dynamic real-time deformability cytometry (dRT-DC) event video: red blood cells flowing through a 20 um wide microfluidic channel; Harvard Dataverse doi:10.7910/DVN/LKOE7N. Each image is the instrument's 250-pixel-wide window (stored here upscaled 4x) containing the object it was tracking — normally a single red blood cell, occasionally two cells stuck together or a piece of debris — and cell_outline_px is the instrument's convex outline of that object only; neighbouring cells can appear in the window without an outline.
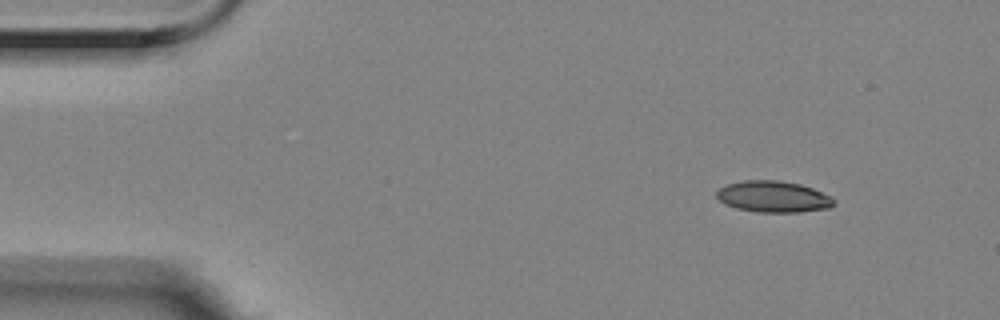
{"species": "Egyptian fruit bat (a non-hibernating species)", "species_latin": "Rousettus aegyptiacus", "temperature_condition": "room temperature", "stored_images_in_passage": 8, "camera_frame_rate_fps": 3000, "um_per_image_px": 0.085, "animal": {"sex": "female"}, "frame": {"image": 1, "passage_image": 1, "time_ms": 0.0, "image_size_px": [1000, 320], "cell_outline_px": [[836, 204], [828, 208], [800, 212], [760, 212], [736, 208], [724, 204], [716, 196], [716, 192], [720, 188], [728, 184], [744, 180], [780, 180], [800, 184], [812, 188], [832, 196], [836, 200]], "centroid_in_image_um": [65.76, 16.71], "position_along_channel_um": 19.2, "area_um2": 21.5}}
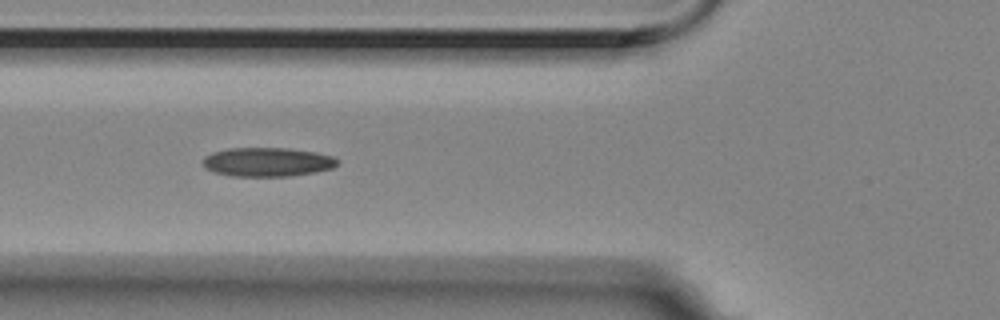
{"frame": {"image": 2, "passage_image": 5, "time_ms": 1.333, "image_size_px": [1000, 320], "cell_outline_px": [[336, 164], [332, 168], [316, 172], [292, 176], [232, 176], [216, 172], [204, 168], [204, 156], [212, 152], [228, 148], [288, 148], [316, 152], [332, 156], [336, 160]], "centroid_in_image_um": [22.71, 13.77], "position_along_channel_um": 103.1, "area_um2": 22.66}}
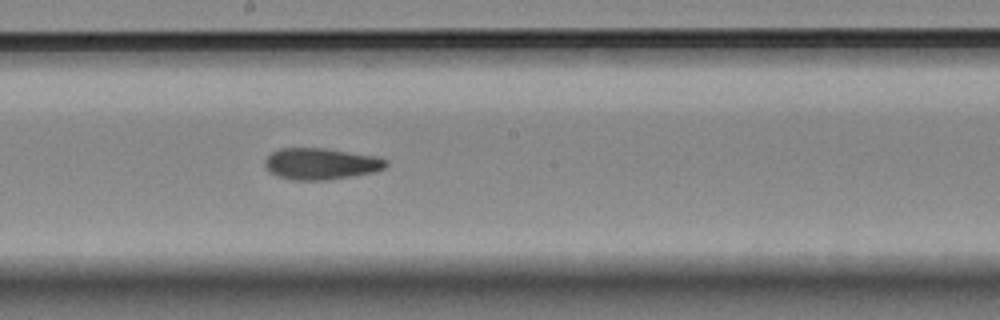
{"frame": {"image": 3, "passage_image": 8, "time_ms": 2.333, "image_size_px": [1000, 320], "cell_outline_px": [[388, 164], [384, 168], [376, 172], [328, 180], [292, 180], [276, 176], [268, 172], [264, 164], [264, 160], [272, 152], [280, 148], [324, 148], [376, 156], [388, 160]], "centroid_in_image_um": [27.26, 13.93], "position_along_channel_um": 220.9, "area_um2": 22.43}}